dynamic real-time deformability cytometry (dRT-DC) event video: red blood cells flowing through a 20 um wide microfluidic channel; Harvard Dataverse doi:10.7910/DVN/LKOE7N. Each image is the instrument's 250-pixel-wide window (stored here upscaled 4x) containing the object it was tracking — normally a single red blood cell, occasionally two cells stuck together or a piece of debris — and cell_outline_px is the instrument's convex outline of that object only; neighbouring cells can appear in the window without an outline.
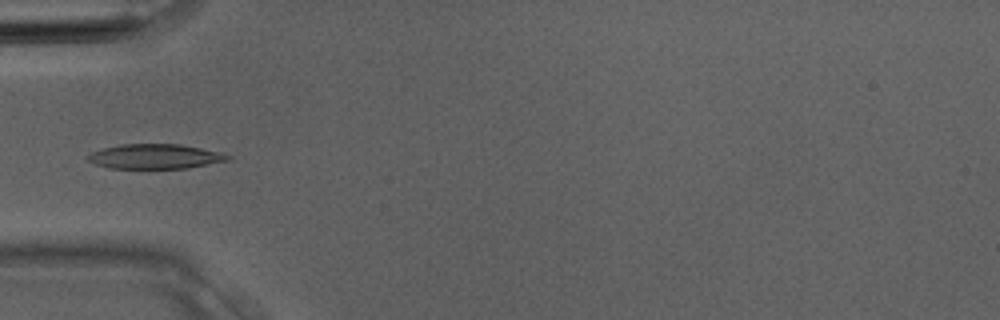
{"species": "Egyptian fruit bat (a non-hibernating species)", "species_latin": "Rousettus aegyptiacus", "temperature_condition": "room temperature", "stored_images_in_passage": 4, "camera_frame_rate_fps": 3000, "um_per_image_px": 0.085, "animal": {"sex": "male"}, "frame": {"image": 1, "passage_image": 4, "time_ms": 1.0, "image_size_px": [1000, 320], "cell_outline_px": [[232, 160], [188, 168], [108, 168], [96, 164], [88, 160], [88, 156], [92, 152], [104, 148], [120, 144], [180, 144], [224, 152], [232, 156]], "centroid_in_image_um": [13.28, 13.29], "position_along_channel_um": 71.7, "area_um2": 20.29}}